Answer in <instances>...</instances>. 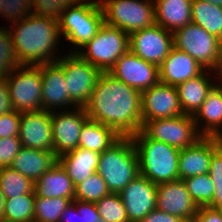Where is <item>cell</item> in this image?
<instances>
[{
  "mask_svg": "<svg viewBox=\"0 0 222 222\" xmlns=\"http://www.w3.org/2000/svg\"><path fill=\"white\" fill-rule=\"evenodd\" d=\"M21 147L19 137L0 138V168L11 166Z\"/></svg>",
  "mask_w": 222,
  "mask_h": 222,
  "instance_id": "40",
  "label": "cell"
},
{
  "mask_svg": "<svg viewBox=\"0 0 222 222\" xmlns=\"http://www.w3.org/2000/svg\"><path fill=\"white\" fill-rule=\"evenodd\" d=\"M192 23L222 41V7L202 0H192Z\"/></svg>",
  "mask_w": 222,
  "mask_h": 222,
  "instance_id": "29",
  "label": "cell"
},
{
  "mask_svg": "<svg viewBox=\"0 0 222 222\" xmlns=\"http://www.w3.org/2000/svg\"><path fill=\"white\" fill-rule=\"evenodd\" d=\"M18 137L24 147L53 152L51 111L42 109L20 113Z\"/></svg>",
  "mask_w": 222,
  "mask_h": 222,
  "instance_id": "18",
  "label": "cell"
},
{
  "mask_svg": "<svg viewBox=\"0 0 222 222\" xmlns=\"http://www.w3.org/2000/svg\"><path fill=\"white\" fill-rule=\"evenodd\" d=\"M58 162L54 152L22 146L10 167L36 182Z\"/></svg>",
  "mask_w": 222,
  "mask_h": 222,
  "instance_id": "25",
  "label": "cell"
},
{
  "mask_svg": "<svg viewBox=\"0 0 222 222\" xmlns=\"http://www.w3.org/2000/svg\"><path fill=\"white\" fill-rule=\"evenodd\" d=\"M119 196L125 206L129 222H141L156 209L157 185L139 174L124 187Z\"/></svg>",
  "mask_w": 222,
  "mask_h": 222,
  "instance_id": "16",
  "label": "cell"
},
{
  "mask_svg": "<svg viewBox=\"0 0 222 222\" xmlns=\"http://www.w3.org/2000/svg\"><path fill=\"white\" fill-rule=\"evenodd\" d=\"M84 108L90 120L112 128L121 137H131L142 129L141 92L109 72L100 74Z\"/></svg>",
  "mask_w": 222,
  "mask_h": 222,
  "instance_id": "1",
  "label": "cell"
},
{
  "mask_svg": "<svg viewBox=\"0 0 222 222\" xmlns=\"http://www.w3.org/2000/svg\"><path fill=\"white\" fill-rule=\"evenodd\" d=\"M88 119L84 107L51 112L53 152L57 157L78 147L82 126Z\"/></svg>",
  "mask_w": 222,
  "mask_h": 222,
  "instance_id": "13",
  "label": "cell"
},
{
  "mask_svg": "<svg viewBox=\"0 0 222 222\" xmlns=\"http://www.w3.org/2000/svg\"><path fill=\"white\" fill-rule=\"evenodd\" d=\"M59 222H79L78 212L76 209V199L63 211L60 216Z\"/></svg>",
  "mask_w": 222,
  "mask_h": 222,
  "instance_id": "46",
  "label": "cell"
},
{
  "mask_svg": "<svg viewBox=\"0 0 222 222\" xmlns=\"http://www.w3.org/2000/svg\"><path fill=\"white\" fill-rule=\"evenodd\" d=\"M72 201L64 197H38L34 199V222H59L63 211Z\"/></svg>",
  "mask_w": 222,
  "mask_h": 222,
  "instance_id": "32",
  "label": "cell"
},
{
  "mask_svg": "<svg viewBox=\"0 0 222 222\" xmlns=\"http://www.w3.org/2000/svg\"><path fill=\"white\" fill-rule=\"evenodd\" d=\"M192 200L198 205L208 206L214 195V185L208 174L197 175L183 180Z\"/></svg>",
  "mask_w": 222,
  "mask_h": 222,
  "instance_id": "33",
  "label": "cell"
},
{
  "mask_svg": "<svg viewBox=\"0 0 222 222\" xmlns=\"http://www.w3.org/2000/svg\"><path fill=\"white\" fill-rule=\"evenodd\" d=\"M109 194L105 180L95 172L75 187L74 199L96 203Z\"/></svg>",
  "mask_w": 222,
  "mask_h": 222,
  "instance_id": "34",
  "label": "cell"
},
{
  "mask_svg": "<svg viewBox=\"0 0 222 222\" xmlns=\"http://www.w3.org/2000/svg\"><path fill=\"white\" fill-rule=\"evenodd\" d=\"M141 222H186L184 219L170 215L159 209L152 210Z\"/></svg>",
  "mask_w": 222,
  "mask_h": 222,
  "instance_id": "45",
  "label": "cell"
},
{
  "mask_svg": "<svg viewBox=\"0 0 222 222\" xmlns=\"http://www.w3.org/2000/svg\"><path fill=\"white\" fill-rule=\"evenodd\" d=\"M33 191L38 197H64L71 201L75 198L73 182L59 162L34 182Z\"/></svg>",
  "mask_w": 222,
  "mask_h": 222,
  "instance_id": "27",
  "label": "cell"
},
{
  "mask_svg": "<svg viewBox=\"0 0 222 222\" xmlns=\"http://www.w3.org/2000/svg\"><path fill=\"white\" fill-rule=\"evenodd\" d=\"M20 128V113L15 110L0 116V138L18 137Z\"/></svg>",
  "mask_w": 222,
  "mask_h": 222,
  "instance_id": "41",
  "label": "cell"
},
{
  "mask_svg": "<svg viewBox=\"0 0 222 222\" xmlns=\"http://www.w3.org/2000/svg\"><path fill=\"white\" fill-rule=\"evenodd\" d=\"M217 77H215L217 80L219 79V80H221V81H217L218 82V84L222 87V59H221V61H220V65H219V68H218V70L216 71V74H215Z\"/></svg>",
  "mask_w": 222,
  "mask_h": 222,
  "instance_id": "48",
  "label": "cell"
},
{
  "mask_svg": "<svg viewBox=\"0 0 222 222\" xmlns=\"http://www.w3.org/2000/svg\"><path fill=\"white\" fill-rule=\"evenodd\" d=\"M97 172L110 193L119 194L139 174V160L131 137H120L100 153Z\"/></svg>",
  "mask_w": 222,
  "mask_h": 222,
  "instance_id": "4",
  "label": "cell"
},
{
  "mask_svg": "<svg viewBox=\"0 0 222 222\" xmlns=\"http://www.w3.org/2000/svg\"><path fill=\"white\" fill-rule=\"evenodd\" d=\"M213 5L221 6L222 7V0H202Z\"/></svg>",
  "mask_w": 222,
  "mask_h": 222,
  "instance_id": "49",
  "label": "cell"
},
{
  "mask_svg": "<svg viewBox=\"0 0 222 222\" xmlns=\"http://www.w3.org/2000/svg\"><path fill=\"white\" fill-rule=\"evenodd\" d=\"M192 222H222V211L209 206H201Z\"/></svg>",
  "mask_w": 222,
  "mask_h": 222,
  "instance_id": "43",
  "label": "cell"
},
{
  "mask_svg": "<svg viewBox=\"0 0 222 222\" xmlns=\"http://www.w3.org/2000/svg\"><path fill=\"white\" fill-rule=\"evenodd\" d=\"M4 206H5V197L3 196V193L0 189V222H2L3 220Z\"/></svg>",
  "mask_w": 222,
  "mask_h": 222,
  "instance_id": "47",
  "label": "cell"
},
{
  "mask_svg": "<svg viewBox=\"0 0 222 222\" xmlns=\"http://www.w3.org/2000/svg\"><path fill=\"white\" fill-rule=\"evenodd\" d=\"M193 118L202 136L222 138V87L218 83L208 93Z\"/></svg>",
  "mask_w": 222,
  "mask_h": 222,
  "instance_id": "22",
  "label": "cell"
},
{
  "mask_svg": "<svg viewBox=\"0 0 222 222\" xmlns=\"http://www.w3.org/2000/svg\"><path fill=\"white\" fill-rule=\"evenodd\" d=\"M174 47L189 54L204 69L212 70L213 75L222 59V41L209 34L204 28L190 23L173 33Z\"/></svg>",
  "mask_w": 222,
  "mask_h": 222,
  "instance_id": "6",
  "label": "cell"
},
{
  "mask_svg": "<svg viewBox=\"0 0 222 222\" xmlns=\"http://www.w3.org/2000/svg\"><path fill=\"white\" fill-rule=\"evenodd\" d=\"M20 66L8 27L0 28V78H7Z\"/></svg>",
  "mask_w": 222,
  "mask_h": 222,
  "instance_id": "35",
  "label": "cell"
},
{
  "mask_svg": "<svg viewBox=\"0 0 222 222\" xmlns=\"http://www.w3.org/2000/svg\"><path fill=\"white\" fill-rule=\"evenodd\" d=\"M149 138L167 143L179 150L194 145L203 136L198 132L193 116L146 121L141 129Z\"/></svg>",
  "mask_w": 222,
  "mask_h": 222,
  "instance_id": "10",
  "label": "cell"
},
{
  "mask_svg": "<svg viewBox=\"0 0 222 222\" xmlns=\"http://www.w3.org/2000/svg\"><path fill=\"white\" fill-rule=\"evenodd\" d=\"M108 72L140 92L160 82L159 67L138 57L130 50L123 54Z\"/></svg>",
  "mask_w": 222,
  "mask_h": 222,
  "instance_id": "14",
  "label": "cell"
},
{
  "mask_svg": "<svg viewBox=\"0 0 222 222\" xmlns=\"http://www.w3.org/2000/svg\"><path fill=\"white\" fill-rule=\"evenodd\" d=\"M42 109L56 111L71 110L77 106L70 100L63 73V55L56 62L41 64ZM67 106L68 109L66 108ZM62 107V108H61Z\"/></svg>",
  "mask_w": 222,
  "mask_h": 222,
  "instance_id": "17",
  "label": "cell"
},
{
  "mask_svg": "<svg viewBox=\"0 0 222 222\" xmlns=\"http://www.w3.org/2000/svg\"><path fill=\"white\" fill-rule=\"evenodd\" d=\"M34 199V193L5 199L2 222L34 221Z\"/></svg>",
  "mask_w": 222,
  "mask_h": 222,
  "instance_id": "31",
  "label": "cell"
},
{
  "mask_svg": "<svg viewBox=\"0 0 222 222\" xmlns=\"http://www.w3.org/2000/svg\"><path fill=\"white\" fill-rule=\"evenodd\" d=\"M95 204L102 220L106 222H129L125 206L119 194L110 193Z\"/></svg>",
  "mask_w": 222,
  "mask_h": 222,
  "instance_id": "36",
  "label": "cell"
},
{
  "mask_svg": "<svg viewBox=\"0 0 222 222\" xmlns=\"http://www.w3.org/2000/svg\"><path fill=\"white\" fill-rule=\"evenodd\" d=\"M0 14L9 22L23 20L32 14V0H0Z\"/></svg>",
  "mask_w": 222,
  "mask_h": 222,
  "instance_id": "39",
  "label": "cell"
},
{
  "mask_svg": "<svg viewBox=\"0 0 222 222\" xmlns=\"http://www.w3.org/2000/svg\"><path fill=\"white\" fill-rule=\"evenodd\" d=\"M6 82L16 112L42 110L41 65H20L6 78Z\"/></svg>",
  "mask_w": 222,
  "mask_h": 222,
  "instance_id": "9",
  "label": "cell"
},
{
  "mask_svg": "<svg viewBox=\"0 0 222 222\" xmlns=\"http://www.w3.org/2000/svg\"><path fill=\"white\" fill-rule=\"evenodd\" d=\"M0 189L5 199L34 193V182L12 167L0 168Z\"/></svg>",
  "mask_w": 222,
  "mask_h": 222,
  "instance_id": "30",
  "label": "cell"
},
{
  "mask_svg": "<svg viewBox=\"0 0 222 222\" xmlns=\"http://www.w3.org/2000/svg\"><path fill=\"white\" fill-rule=\"evenodd\" d=\"M9 88L5 78H0V116L13 111Z\"/></svg>",
  "mask_w": 222,
  "mask_h": 222,
  "instance_id": "44",
  "label": "cell"
},
{
  "mask_svg": "<svg viewBox=\"0 0 222 222\" xmlns=\"http://www.w3.org/2000/svg\"><path fill=\"white\" fill-rule=\"evenodd\" d=\"M128 50L129 35L103 23L97 34L76 53L101 72H108Z\"/></svg>",
  "mask_w": 222,
  "mask_h": 222,
  "instance_id": "7",
  "label": "cell"
},
{
  "mask_svg": "<svg viewBox=\"0 0 222 222\" xmlns=\"http://www.w3.org/2000/svg\"><path fill=\"white\" fill-rule=\"evenodd\" d=\"M76 209L79 222H98L101 220L95 203L76 200Z\"/></svg>",
  "mask_w": 222,
  "mask_h": 222,
  "instance_id": "42",
  "label": "cell"
},
{
  "mask_svg": "<svg viewBox=\"0 0 222 222\" xmlns=\"http://www.w3.org/2000/svg\"><path fill=\"white\" fill-rule=\"evenodd\" d=\"M205 70L189 54L173 47L159 66V80L166 85L178 86L199 76Z\"/></svg>",
  "mask_w": 222,
  "mask_h": 222,
  "instance_id": "21",
  "label": "cell"
},
{
  "mask_svg": "<svg viewBox=\"0 0 222 222\" xmlns=\"http://www.w3.org/2000/svg\"><path fill=\"white\" fill-rule=\"evenodd\" d=\"M142 126L146 121L184 114L176 86L159 82L141 92Z\"/></svg>",
  "mask_w": 222,
  "mask_h": 222,
  "instance_id": "15",
  "label": "cell"
},
{
  "mask_svg": "<svg viewBox=\"0 0 222 222\" xmlns=\"http://www.w3.org/2000/svg\"><path fill=\"white\" fill-rule=\"evenodd\" d=\"M155 23L174 33L192 22V0H153Z\"/></svg>",
  "mask_w": 222,
  "mask_h": 222,
  "instance_id": "24",
  "label": "cell"
},
{
  "mask_svg": "<svg viewBox=\"0 0 222 222\" xmlns=\"http://www.w3.org/2000/svg\"><path fill=\"white\" fill-rule=\"evenodd\" d=\"M83 0H32V14L59 20L61 14L70 6Z\"/></svg>",
  "mask_w": 222,
  "mask_h": 222,
  "instance_id": "38",
  "label": "cell"
},
{
  "mask_svg": "<svg viewBox=\"0 0 222 222\" xmlns=\"http://www.w3.org/2000/svg\"><path fill=\"white\" fill-rule=\"evenodd\" d=\"M208 71L210 72L207 73V70H205L199 76L176 86L179 102L184 114L194 116L200 109L208 93L217 84V81L211 80L213 79L212 76L210 77L212 70Z\"/></svg>",
  "mask_w": 222,
  "mask_h": 222,
  "instance_id": "23",
  "label": "cell"
},
{
  "mask_svg": "<svg viewBox=\"0 0 222 222\" xmlns=\"http://www.w3.org/2000/svg\"><path fill=\"white\" fill-rule=\"evenodd\" d=\"M173 47V33L156 23L129 35V50L158 67Z\"/></svg>",
  "mask_w": 222,
  "mask_h": 222,
  "instance_id": "12",
  "label": "cell"
},
{
  "mask_svg": "<svg viewBox=\"0 0 222 222\" xmlns=\"http://www.w3.org/2000/svg\"><path fill=\"white\" fill-rule=\"evenodd\" d=\"M209 175L214 185V195L209 207L222 211V144L212 153Z\"/></svg>",
  "mask_w": 222,
  "mask_h": 222,
  "instance_id": "37",
  "label": "cell"
},
{
  "mask_svg": "<svg viewBox=\"0 0 222 222\" xmlns=\"http://www.w3.org/2000/svg\"><path fill=\"white\" fill-rule=\"evenodd\" d=\"M104 23L130 35L155 24L153 0H99Z\"/></svg>",
  "mask_w": 222,
  "mask_h": 222,
  "instance_id": "8",
  "label": "cell"
},
{
  "mask_svg": "<svg viewBox=\"0 0 222 222\" xmlns=\"http://www.w3.org/2000/svg\"><path fill=\"white\" fill-rule=\"evenodd\" d=\"M63 73L70 100L77 107H84L102 72L77 53L70 52L63 56Z\"/></svg>",
  "mask_w": 222,
  "mask_h": 222,
  "instance_id": "11",
  "label": "cell"
},
{
  "mask_svg": "<svg viewBox=\"0 0 222 222\" xmlns=\"http://www.w3.org/2000/svg\"><path fill=\"white\" fill-rule=\"evenodd\" d=\"M156 208L170 215L192 222L198 205L192 200L183 180L157 184Z\"/></svg>",
  "mask_w": 222,
  "mask_h": 222,
  "instance_id": "19",
  "label": "cell"
},
{
  "mask_svg": "<svg viewBox=\"0 0 222 222\" xmlns=\"http://www.w3.org/2000/svg\"><path fill=\"white\" fill-rule=\"evenodd\" d=\"M120 137L112 128L88 119L82 126L78 147L102 153Z\"/></svg>",
  "mask_w": 222,
  "mask_h": 222,
  "instance_id": "28",
  "label": "cell"
},
{
  "mask_svg": "<svg viewBox=\"0 0 222 222\" xmlns=\"http://www.w3.org/2000/svg\"><path fill=\"white\" fill-rule=\"evenodd\" d=\"M103 23V10L97 0H83L70 5L58 20L61 35L75 49L72 53H76L78 49L80 50L89 42L97 34Z\"/></svg>",
  "mask_w": 222,
  "mask_h": 222,
  "instance_id": "5",
  "label": "cell"
},
{
  "mask_svg": "<svg viewBox=\"0 0 222 222\" xmlns=\"http://www.w3.org/2000/svg\"><path fill=\"white\" fill-rule=\"evenodd\" d=\"M221 144L222 138L203 136L194 145L180 149L178 165L179 180L208 174L212 153Z\"/></svg>",
  "mask_w": 222,
  "mask_h": 222,
  "instance_id": "20",
  "label": "cell"
},
{
  "mask_svg": "<svg viewBox=\"0 0 222 222\" xmlns=\"http://www.w3.org/2000/svg\"><path fill=\"white\" fill-rule=\"evenodd\" d=\"M100 153L77 147L58 157V162L71 178L74 187L97 172Z\"/></svg>",
  "mask_w": 222,
  "mask_h": 222,
  "instance_id": "26",
  "label": "cell"
},
{
  "mask_svg": "<svg viewBox=\"0 0 222 222\" xmlns=\"http://www.w3.org/2000/svg\"><path fill=\"white\" fill-rule=\"evenodd\" d=\"M9 28L20 65L37 66L56 62V45L62 37L58 20L29 14ZM59 41V42H58ZM56 50V51H55ZM55 57V58H54Z\"/></svg>",
  "mask_w": 222,
  "mask_h": 222,
  "instance_id": "2",
  "label": "cell"
},
{
  "mask_svg": "<svg viewBox=\"0 0 222 222\" xmlns=\"http://www.w3.org/2000/svg\"><path fill=\"white\" fill-rule=\"evenodd\" d=\"M131 139L137 151L140 175L156 185L179 180L178 148L151 139L142 130L131 136Z\"/></svg>",
  "mask_w": 222,
  "mask_h": 222,
  "instance_id": "3",
  "label": "cell"
}]
</instances>
